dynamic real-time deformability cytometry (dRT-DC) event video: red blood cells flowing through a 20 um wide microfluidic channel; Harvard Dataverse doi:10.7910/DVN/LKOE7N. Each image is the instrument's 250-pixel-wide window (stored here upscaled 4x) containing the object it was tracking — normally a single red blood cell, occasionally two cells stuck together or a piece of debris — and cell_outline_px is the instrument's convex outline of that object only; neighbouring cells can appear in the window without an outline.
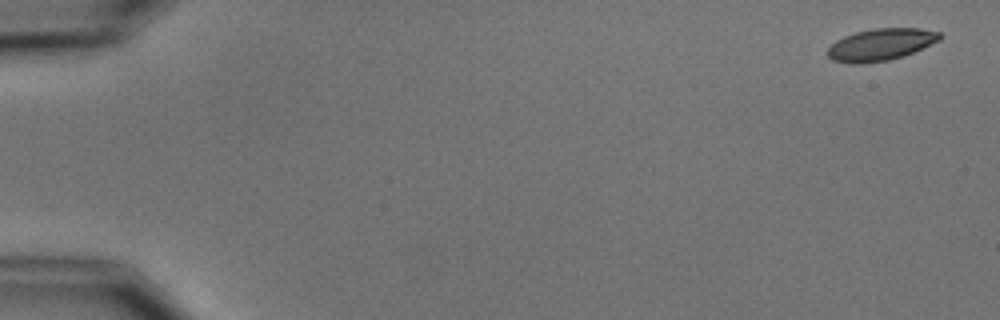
{"species": "common noctule bat (a hibernating species)", "species_latin": "Nyctalus noctula", "temperature_condition": "cold", "stored_images_in_passage": 8, "camera_frame_rate_fps": 3000, "um_per_image_px": 0.085, "animal": {"sex": "male", "body_mass_g": 15.6}, "frame": {"image": 1, "passage_image": 1, "time_ms": 0.0, "image_size_px": [1000, 320], "cell_outline_px": [[944, 36], [940, 40], [904, 56], [888, 60], [860, 64], [852, 64], [832, 60], [828, 56], [828, 48], [836, 40], [844, 36], [856, 32], [872, 28], [920, 28], [940, 32]], "centroid_in_image_um": [74.88, 3.78], "position_along_channel_um": 10.1, "area_um2": 20.98}}
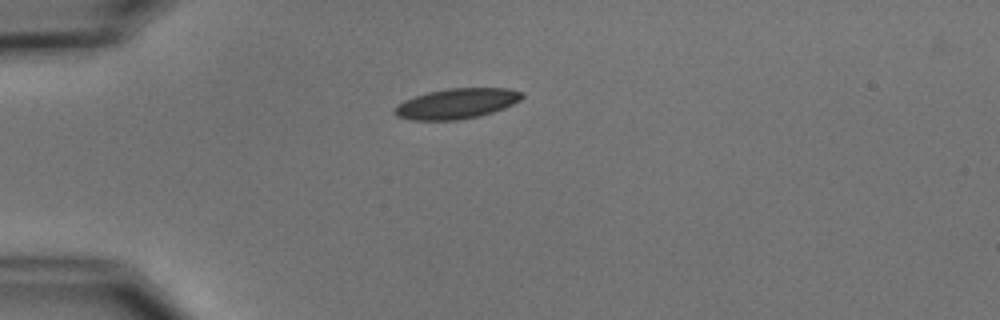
{"frame": {"image": 2, "passage_image": 4, "time_ms": 4.333, "image_size_px": [1000, 320], "cell_outline_px": [[524, 96], [520, 100], [504, 108], [492, 112], [476, 116], [456, 120], [412, 120], [396, 116], [392, 112], [392, 108], [396, 104], [404, 100], [428, 92], [448, 88], [508, 88], [524, 92]], "centroid_in_image_um": [38.78, 8.8], "position_along_channel_um": 46.2, "area_um2": 22.54}}
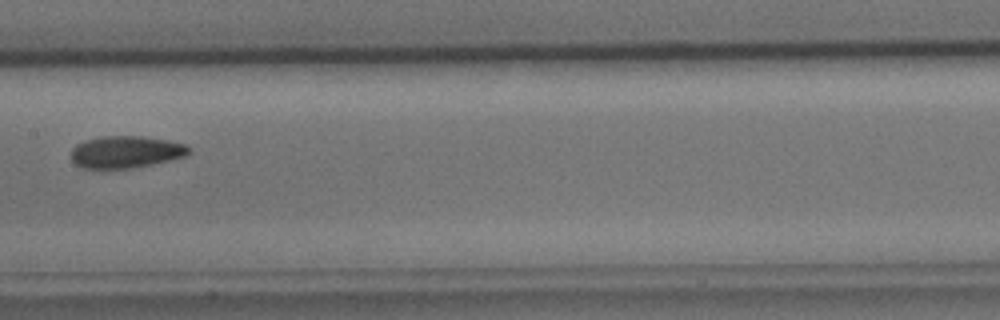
{"frame": {"image": 3, "passage_image": 8, "time_ms": 9.0, "image_size_px": [1000, 320], "cell_outline_px": [[192, 152], [184, 156], [152, 164], [132, 168], [80, 168], [72, 160], [72, 148], [76, 144], [84, 140], [100, 136], [144, 136], [168, 140], [184, 144], [192, 148]], "centroid_in_image_um": [10.7, 12.9], "position_along_channel_um": 196.7, "area_um2": 22.08}}